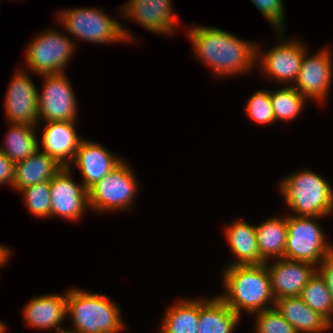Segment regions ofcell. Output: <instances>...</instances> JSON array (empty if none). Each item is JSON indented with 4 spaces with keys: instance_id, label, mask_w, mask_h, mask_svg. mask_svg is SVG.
Instances as JSON below:
<instances>
[{
    "instance_id": "cell-1",
    "label": "cell",
    "mask_w": 333,
    "mask_h": 333,
    "mask_svg": "<svg viewBox=\"0 0 333 333\" xmlns=\"http://www.w3.org/2000/svg\"><path fill=\"white\" fill-rule=\"evenodd\" d=\"M188 33L198 59L211 67L216 76L251 71L257 65V44L217 27L194 26Z\"/></svg>"
},
{
    "instance_id": "cell-2",
    "label": "cell",
    "mask_w": 333,
    "mask_h": 333,
    "mask_svg": "<svg viewBox=\"0 0 333 333\" xmlns=\"http://www.w3.org/2000/svg\"><path fill=\"white\" fill-rule=\"evenodd\" d=\"M225 293L219 297L240 317L272 308L275 299L271 290L268 268L262 265H231L223 271Z\"/></svg>"
},
{
    "instance_id": "cell-3",
    "label": "cell",
    "mask_w": 333,
    "mask_h": 333,
    "mask_svg": "<svg viewBox=\"0 0 333 333\" xmlns=\"http://www.w3.org/2000/svg\"><path fill=\"white\" fill-rule=\"evenodd\" d=\"M74 324L70 333H119L124 328L117 303L105 294L70 289L67 312Z\"/></svg>"
},
{
    "instance_id": "cell-4",
    "label": "cell",
    "mask_w": 333,
    "mask_h": 333,
    "mask_svg": "<svg viewBox=\"0 0 333 333\" xmlns=\"http://www.w3.org/2000/svg\"><path fill=\"white\" fill-rule=\"evenodd\" d=\"M279 185L293 216L326 217L333 213V189L320 174L301 170L285 177Z\"/></svg>"
},
{
    "instance_id": "cell-5",
    "label": "cell",
    "mask_w": 333,
    "mask_h": 333,
    "mask_svg": "<svg viewBox=\"0 0 333 333\" xmlns=\"http://www.w3.org/2000/svg\"><path fill=\"white\" fill-rule=\"evenodd\" d=\"M58 21L64 29L75 38L91 43L109 44L132 40V36L123 25L109 17L102 10L93 8H76L58 12Z\"/></svg>"
},
{
    "instance_id": "cell-6",
    "label": "cell",
    "mask_w": 333,
    "mask_h": 333,
    "mask_svg": "<svg viewBox=\"0 0 333 333\" xmlns=\"http://www.w3.org/2000/svg\"><path fill=\"white\" fill-rule=\"evenodd\" d=\"M324 217L287 216V238L284 258L318 266L333 246L328 243L323 229L315 221ZM330 244V245H329Z\"/></svg>"
},
{
    "instance_id": "cell-7",
    "label": "cell",
    "mask_w": 333,
    "mask_h": 333,
    "mask_svg": "<svg viewBox=\"0 0 333 333\" xmlns=\"http://www.w3.org/2000/svg\"><path fill=\"white\" fill-rule=\"evenodd\" d=\"M135 178L130 165L123 160L88 190L89 209L118 212L130 208L138 190Z\"/></svg>"
},
{
    "instance_id": "cell-8",
    "label": "cell",
    "mask_w": 333,
    "mask_h": 333,
    "mask_svg": "<svg viewBox=\"0 0 333 333\" xmlns=\"http://www.w3.org/2000/svg\"><path fill=\"white\" fill-rule=\"evenodd\" d=\"M75 47L70 38L54 29L42 32L26 49L27 68L36 75L65 73Z\"/></svg>"
},
{
    "instance_id": "cell-9",
    "label": "cell",
    "mask_w": 333,
    "mask_h": 333,
    "mask_svg": "<svg viewBox=\"0 0 333 333\" xmlns=\"http://www.w3.org/2000/svg\"><path fill=\"white\" fill-rule=\"evenodd\" d=\"M42 92L38 93L39 120L45 122H75L77 105L71 84L65 73L41 75Z\"/></svg>"
},
{
    "instance_id": "cell-10",
    "label": "cell",
    "mask_w": 333,
    "mask_h": 333,
    "mask_svg": "<svg viewBox=\"0 0 333 333\" xmlns=\"http://www.w3.org/2000/svg\"><path fill=\"white\" fill-rule=\"evenodd\" d=\"M279 45L272 47L271 50L267 52H261L259 45H257V61L261 64V69H263L266 76H270L272 80H277V82L285 83L291 80L295 82L300 68L302 65L303 57L305 51L308 49L304 44L299 41L285 40V35L282 31L277 32ZM283 35V36H282ZM261 54H260V53ZM260 56V58H259Z\"/></svg>"
},
{
    "instance_id": "cell-11",
    "label": "cell",
    "mask_w": 333,
    "mask_h": 333,
    "mask_svg": "<svg viewBox=\"0 0 333 333\" xmlns=\"http://www.w3.org/2000/svg\"><path fill=\"white\" fill-rule=\"evenodd\" d=\"M71 166L63 168L50 180L51 217L77 221L89 209L88 190L70 176Z\"/></svg>"
},
{
    "instance_id": "cell-12",
    "label": "cell",
    "mask_w": 333,
    "mask_h": 333,
    "mask_svg": "<svg viewBox=\"0 0 333 333\" xmlns=\"http://www.w3.org/2000/svg\"><path fill=\"white\" fill-rule=\"evenodd\" d=\"M307 53L308 50L305 51L300 72L294 82L296 84L292 86L305 98L320 103L327 99L332 84V55L328 49L310 56Z\"/></svg>"
},
{
    "instance_id": "cell-13",
    "label": "cell",
    "mask_w": 333,
    "mask_h": 333,
    "mask_svg": "<svg viewBox=\"0 0 333 333\" xmlns=\"http://www.w3.org/2000/svg\"><path fill=\"white\" fill-rule=\"evenodd\" d=\"M20 70V71H19ZM8 87L5 110L9 123L38 125V93L27 72L19 69ZM22 71V72H21Z\"/></svg>"
},
{
    "instance_id": "cell-14",
    "label": "cell",
    "mask_w": 333,
    "mask_h": 333,
    "mask_svg": "<svg viewBox=\"0 0 333 333\" xmlns=\"http://www.w3.org/2000/svg\"><path fill=\"white\" fill-rule=\"evenodd\" d=\"M269 264L271 290L275 300L283 297L300 296L308 281L318 271V267L303 261L280 258Z\"/></svg>"
},
{
    "instance_id": "cell-15",
    "label": "cell",
    "mask_w": 333,
    "mask_h": 333,
    "mask_svg": "<svg viewBox=\"0 0 333 333\" xmlns=\"http://www.w3.org/2000/svg\"><path fill=\"white\" fill-rule=\"evenodd\" d=\"M128 1L120 10L124 17L136 20L143 28L156 34L172 35L175 32L177 16L173 13L172 0Z\"/></svg>"
},
{
    "instance_id": "cell-16",
    "label": "cell",
    "mask_w": 333,
    "mask_h": 333,
    "mask_svg": "<svg viewBox=\"0 0 333 333\" xmlns=\"http://www.w3.org/2000/svg\"><path fill=\"white\" fill-rule=\"evenodd\" d=\"M82 174V184L89 190L123 160L93 141L82 139L73 158Z\"/></svg>"
},
{
    "instance_id": "cell-17",
    "label": "cell",
    "mask_w": 333,
    "mask_h": 333,
    "mask_svg": "<svg viewBox=\"0 0 333 333\" xmlns=\"http://www.w3.org/2000/svg\"><path fill=\"white\" fill-rule=\"evenodd\" d=\"M75 122H45L42 135L43 152L56 159L62 166L72 165L82 140L76 133Z\"/></svg>"
},
{
    "instance_id": "cell-18",
    "label": "cell",
    "mask_w": 333,
    "mask_h": 333,
    "mask_svg": "<svg viewBox=\"0 0 333 333\" xmlns=\"http://www.w3.org/2000/svg\"><path fill=\"white\" fill-rule=\"evenodd\" d=\"M25 321L28 326L38 329L55 328L57 333L65 331L60 326L67 316V292L58 295H41L32 298L25 306Z\"/></svg>"
},
{
    "instance_id": "cell-19",
    "label": "cell",
    "mask_w": 333,
    "mask_h": 333,
    "mask_svg": "<svg viewBox=\"0 0 333 333\" xmlns=\"http://www.w3.org/2000/svg\"><path fill=\"white\" fill-rule=\"evenodd\" d=\"M274 307L297 333H320L332 327L324 317L310 309L300 296L275 300Z\"/></svg>"
},
{
    "instance_id": "cell-20",
    "label": "cell",
    "mask_w": 333,
    "mask_h": 333,
    "mask_svg": "<svg viewBox=\"0 0 333 333\" xmlns=\"http://www.w3.org/2000/svg\"><path fill=\"white\" fill-rule=\"evenodd\" d=\"M227 243L235 256L230 265H262L265 262L258 250L256 227L243 220L226 225Z\"/></svg>"
},
{
    "instance_id": "cell-21",
    "label": "cell",
    "mask_w": 333,
    "mask_h": 333,
    "mask_svg": "<svg viewBox=\"0 0 333 333\" xmlns=\"http://www.w3.org/2000/svg\"><path fill=\"white\" fill-rule=\"evenodd\" d=\"M63 166L40 148L25 160L15 163L13 189H21L50 181Z\"/></svg>"
},
{
    "instance_id": "cell-22",
    "label": "cell",
    "mask_w": 333,
    "mask_h": 333,
    "mask_svg": "<svg viewBox=\"0 0 333 333\" xmlns=\"http://www.w3.org/2000/svg\"><path fill=\"white\" fill-rule=\"evenodd\" d=\"M240 316L219 296L199 299L198 333H232Z\"/></svg>"
},
{
    "instance_id": "cell-23",
    "label": "cell",
    "mask_w": 333,
    "mask_h": 333,
    "mask_svg": "<svg viewBox=\"0 0 333 333\" xmlns=\"http://www.w3.org/2000/svg\"><path fill=\"white\" fill-rule=\"evenodd\" d=\"M257 245L264 262L271 258H284L287 238V216L271 217L256 226Z\"/></svg>"
},
{
    "instance_id": "cell-24",
    "label": "cell",
    "mask_w": 333,
    "mask_h": 333,
    "mask_svg": "<svg viewBox=\"0 0 333 333\" xmlns=\"http://www.w3.org/2000/svg\"><path fill=\"white\" fill-rule=\"evenodd\" d=\"M162 321L160 333H198L199 300L186 299L172 305Z\"/></svg>"
},
{
    "instance_id": "cell-25",
    "label": "cell",
    "mask_w": 333,
    "mask_h": 333,
    "mask_svg": "<svg viewBox=\"0 0 333 333\" xmlns=\"http://www.w3.org/2000/svg\"><path fill=\"white\" fill-rule=\"evenodd\" d=\"M10 127L8 134H6V144L4 143L2 147L0 145V151L11 161L17 163L25 160L40 148L35 133L37 126L11 123Z\"/></svg>"
},
{
    "instance_id": "cell-26",
    "label": "cell",
    "mask_w": 333,
    "mask_h": 333,
    "mask_svg": "<svg viewBox=\"0 0 333 333\" xmlns=\"http://www.w3.org/2000/svg\"><path fill=\"white\" fill-rule=\"evenodd\" d=\"M300 297L333 326V301L325 279L317 271L303 288Z\"/></svg>"
},
{
    "instance_id": "cell-27",
    "label": "cell",
    "mask_w": 333,
    "mask_h": 333,
    "mask_svg": "<svg viewBox=\"0 0 333 333\" xmlns=\"http://www.w3.org/2000/svg\"><path fill=\"white\" fill-rule=\"evenodd\" d=\"M275 121L295 119L304 109L306 98L291 84L285 88L270 91Z\"/></svg>"
},
{
    "instance_id": "cell-28",
    "label": "cell",
    "mask_w": 333,
    "mask_h": 333,
    "mask_svg": "<svg viewBox=\"0 0 333 333\" xmlns=\"http://www.w3.org/2000/svg\"><path fill=\"white\" fill-rule=\"evenodd\" d=\"M26 202V208L35 217H51L50 181L41 182L20 190Z\"/></svg>"
},
{
    "instance_id": "cell-29",
    "label": "cell",
    "mask_w": 333,
    "mask_h": 333,
    "mask_svg": "<svg viewBox=\"0 0 333 333\" xmlns=\"http://www.w3.org/2000/svg\"><path fill=\"white\" fill-rule=\"evenodd\" d=\"M245 113L255 123L260 125L275 122L273 107L270 98V91L259 90L255 92L245 105Z\"/></svg>"
},
{
    "instance_id": "cell-30",
    "label": "cell",
    "mask_w": 333,
    "mask_h": 333,
    "mask_svg": "<svg viewBox=\"0 0 333 333\" xmlns=\"http://www.w3.org/2000/svg\"><path fill=\"white\" fill-rule=\"evenodd\" d=\"M256 318V333H297L275 307L252 314Z\"/></svg>"
},
{
    "instance_id": "cell-31",
    "label": "cell",
    "mask_w": 333,
    "mask_h": 333,
    "mask_svg": "<svg viewBox=\"0 0 333 333\" xmlns=\"http://www.w3.org/2000/svg\"><path fill=\"white\" fill-rule=\"evenodd\" d=\"M251 2L263 17L270 22L271 26H274L276 32L284 31L285 9L283 0H251Z\"/></svg>"
},
{
    "instance_id": "cell-32",
    "label": "cell",
    "mask_w": 333,
    "mask_h": 333,
    "mask_svg": "<svg viewBox=\"0 0 333 333\" xmlns=\"http://www.w3.org/2000/svg\"><path fill=\"white\" fill-rule=\"evenodd\" d=\"M15 163L0 151V185L14 186Z\"/></svg>"
},
{
    "instance_id": "cell-33",
    "label": "cell",
    "mask_w": 333,
    "mask_h": 333,
    "mask_svg": "<svg viewBox=\"0 0 333 333\" xmlns=\"http://www.w3.org/2000/svg\"><path fill=\"white\" fill-rule=\"evenodd\" d=\"M318 272L325 279L333 301V249L318 265Z\"/></svg>"
},
{
    "instance_id": "cell-34",
    "label": "cell",
    "mask_w": 333,
    "mask_h": 333,
    "mask_svg": "<svg viewBox=\"0 0 333 333\" xmlns=\"http://www.w3.org/2000/svg\"><path fill=\"white\" fill-rule=\"evenodd\" d=\"M11 249L0 245V266H3L8 262V258L11 255Z\"/></svg>"
},
{
    "instance_id": "cell-35",
    "label": "cell",
    "mask_w": 333,
    "mask_h": 333,
    "mask_svg": "<svg viewBox=\"0 0 333 333\" xmlns=\"http://www.w3.org/2000/svg\"><path fill=\"white\" fill-rule=\"evenodd\" d=\"M5 330H7L6 325L0 321V333H5Z\"/></svg>"
},
{
    "instance_id": "cell-36",
    "label": "cell",
    "mask_w": 333,
    "mask_h": 333,
    "mask_svg": "<svg viewBox=\"0 0 333 333\" xmlns=\"http://www.w3.org/2000/svg\"><path fill=\"white\" fill-rule=\"evenodd\" d=\"M59 333H70V332H68V331H63V332H59Z\"/></svg>"
}]
</instances>
